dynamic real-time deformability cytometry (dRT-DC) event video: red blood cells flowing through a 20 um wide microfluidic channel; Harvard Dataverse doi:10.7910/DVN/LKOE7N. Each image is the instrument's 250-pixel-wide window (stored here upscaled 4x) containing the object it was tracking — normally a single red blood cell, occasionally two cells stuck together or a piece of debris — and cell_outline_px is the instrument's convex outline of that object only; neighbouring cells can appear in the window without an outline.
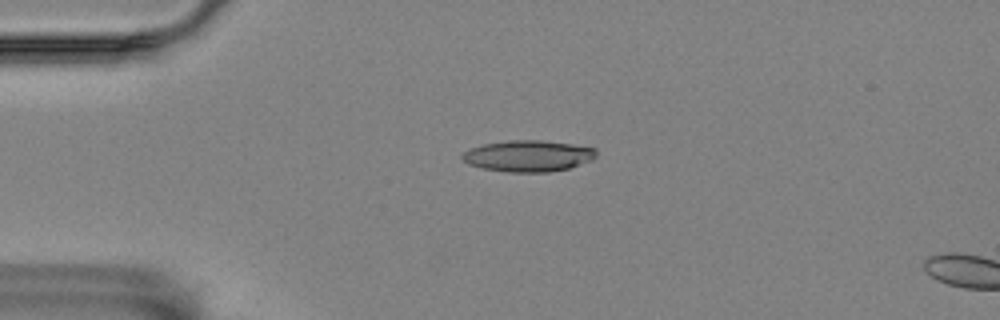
{"species": "Egyptian fruit bat (a non-hibernating species)", "species_latin": "Rousettus aegyptiacus", "temperature_condition": "room temperature", "stored_images_in_passage": 4, "camera_frame_rate_fps": 3000, "um_per_image_px": 0.085, "animal": {"sex": "female"}, "frame": {"image": 1, "passage_image": 1, "time_ms": 0.0, "image_size_px": [1000, 320], "cell_outline_px": [[596, 156], [592, 160], [568, 168], [548, 172], [508, 172], [484, 168], [468, 164], [460, 156], [464, 152], [472, 148], [484, 144], [508, 140], [540, 140], [572, 144], [596, 148]], "centroid_in_image_um": [44.91, 13.25], "position_along_channel_um": 40.1, "area_um2": 24.28}}